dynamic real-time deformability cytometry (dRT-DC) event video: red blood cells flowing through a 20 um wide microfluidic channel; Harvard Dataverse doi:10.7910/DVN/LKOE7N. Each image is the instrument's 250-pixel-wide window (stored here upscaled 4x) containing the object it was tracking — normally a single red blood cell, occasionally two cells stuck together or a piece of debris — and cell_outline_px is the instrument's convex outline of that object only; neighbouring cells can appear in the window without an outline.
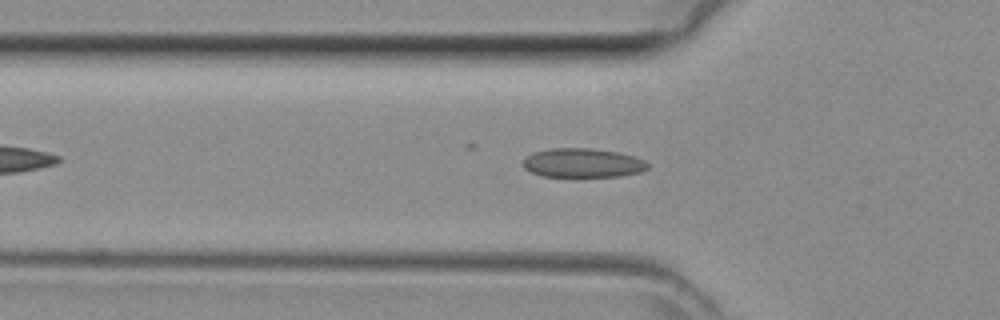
{"species": "common noctule bat (a hibernating species)", "species_latin": "Nyctalus noctula", "temperature_condition": "room temperature", "stored_images_in_passage": 31, "camera_frame_rate_fps": 3000, "um_per_image_px": 0.085, "animal": {"sex": "female", "body_mass_g": 29.2, "forearm_length_mm": 56.3}, "frame": {"image": 1, "passage_image": 8, "time_ms": 2.333, "image_size_px": [1000, 320], "cell_outline_px": [[648, 168], [640, 172], [620, 176], [540, 176], [524, 168], [524, 160], [532, 152], [552, 148], [588, 148], [616, 152], [632, 156], [644, 160], [648, 164]], "centroid_in_image_um": [49.52, 13.85], "position_along_channel_um": 76.3, "area_um2": 20.87}}
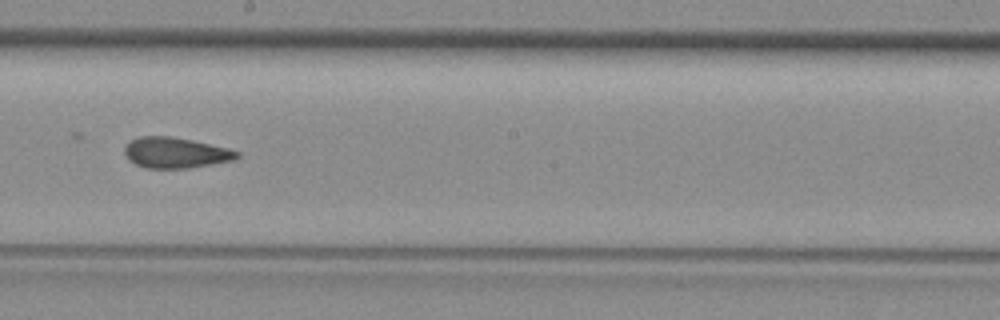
{"frame": {"image": 2, "passage_image": 18, "time_ms": 5.667, "image_size_px": [1000, 320], "cell_outline_px": [[240, 156], [232, 160], [188, 168], [144, 168], [128, 160], [124, 152], [124, 148], [132, 140], [140, 136], [172, 136], [192, 140], [228, 148], [240, 152]], "centroid_in_image_um": [14.91, 12.98], "position_along_channel_um": 233.3, "area_um2": 20.0}}
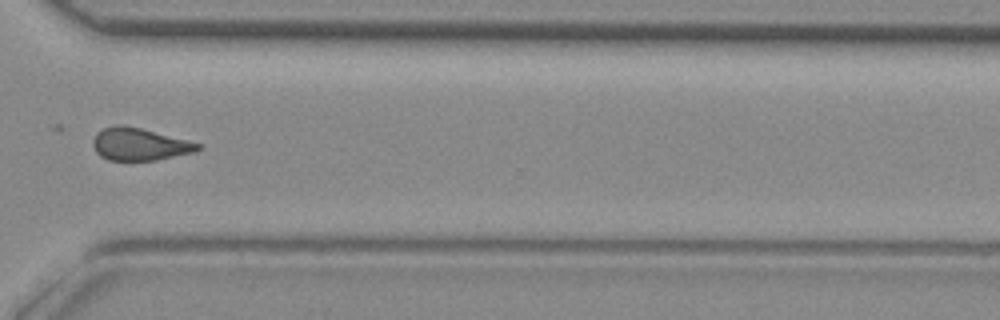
{"frame": {"image": 3, "passage_image": 26, "time_ms": 8.333, "image_size_px": [1000, 320], "cell_outline_px": [[200, 148], [196, 152], [156, 160], [108, 160], [100, 156], [96, 152], [92, 144], [92, 140], [96, 132], [104, 128], [140, 128], [188, 140], [200, 144]], "centroid_in_image_um": [11.88, 12.3], "position_along_channel_um": 358.7, "area_um2": 19.25}}